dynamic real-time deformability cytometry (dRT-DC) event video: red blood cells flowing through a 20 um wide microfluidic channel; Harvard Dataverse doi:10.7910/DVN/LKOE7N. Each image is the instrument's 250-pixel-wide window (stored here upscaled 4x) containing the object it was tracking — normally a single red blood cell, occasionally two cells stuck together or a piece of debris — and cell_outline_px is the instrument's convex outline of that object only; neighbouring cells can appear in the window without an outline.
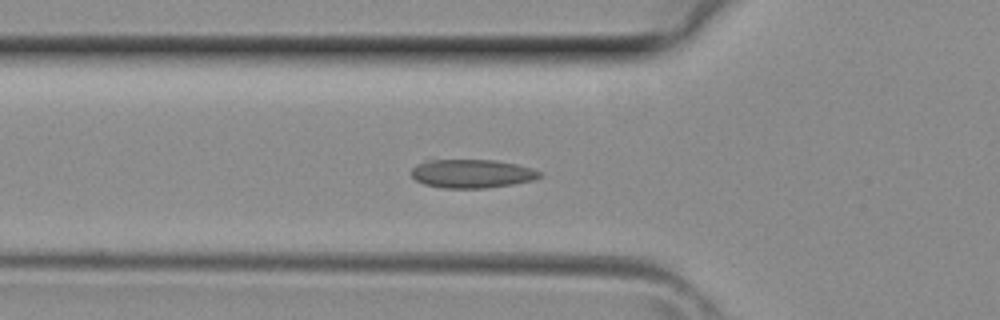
{"species": "common noctule bat (a hibernating species)", "species_latin": "Nyctalus noctula", "temperature_condition": "room temperature", "stored_images_in_passage": 38, "camera_frame_rate_fps": 3000, "um_per_image_px": 0.085, "animal": {"sex": "female", "body_mass_g": 29.2, "forearm_length_mm": 56.3}, "frame": {"image": 1, "passage_image": 11, "time_ms": 3.333, "image_size_px": [1000, 320], "cell_outline_px": [[544, 176], [536, 180], [512, 184], [484, 188], [444, 188], [424, 184], [416, 180], [408, 172], [416, 164], [428, 160], [496, 160], [516, 164], [532, 168], [544, 172]], "centroid_in_image_um": [40.15, 14.76], "position_along_channel_um": 85.7, "area_um2": 21.68}}
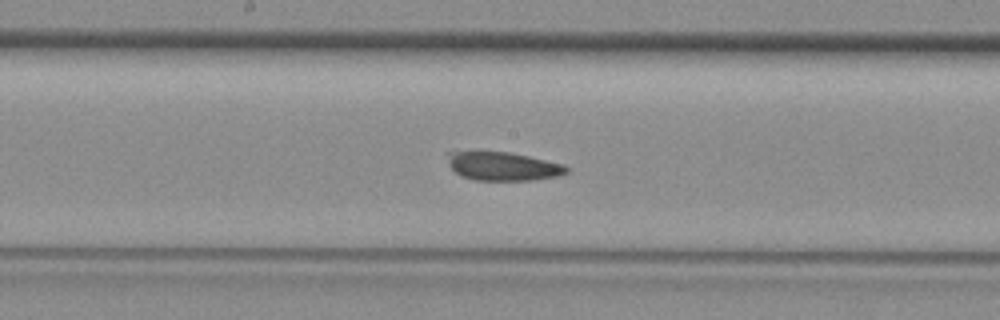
{"frame": {"image": 2, "passage_image": 18, "time_ms": 5.667, "image_size_px": [1000, 320], "cell_outline_px": [[568, 172], [560, 176], [532, 180], [476, 180], [460, 176], [448, 164], [448, 152], [452, 148], [508, 152], [528, 156], [564, 164], [568, 168]], "centroid_in_image_um": [42.66, 14.09], "position_along_channel_um": 205.5, "area_um2": 20.52}}
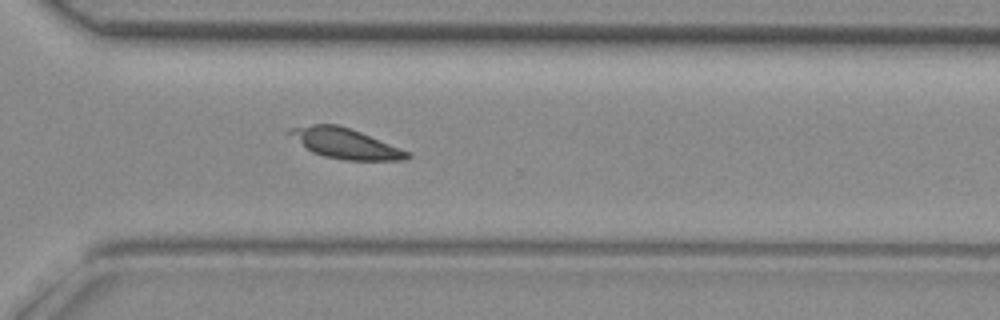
{"frame": {"image": 3, "passage_image": 26, "time_ms": 8.333, "image_size_px": [1000, 320], "cell_outline_px": [[412, 156], [408, 160], [344, 160], [324, 156], [312, 152], [288, 132], [288, 128], [312, 124], [336, 124], [360, 132], [412, 152]], "centroid_in_image_um": [29.43, 12.2], "position_along_channel_um": 341.2, "area_um2": 20.46}}